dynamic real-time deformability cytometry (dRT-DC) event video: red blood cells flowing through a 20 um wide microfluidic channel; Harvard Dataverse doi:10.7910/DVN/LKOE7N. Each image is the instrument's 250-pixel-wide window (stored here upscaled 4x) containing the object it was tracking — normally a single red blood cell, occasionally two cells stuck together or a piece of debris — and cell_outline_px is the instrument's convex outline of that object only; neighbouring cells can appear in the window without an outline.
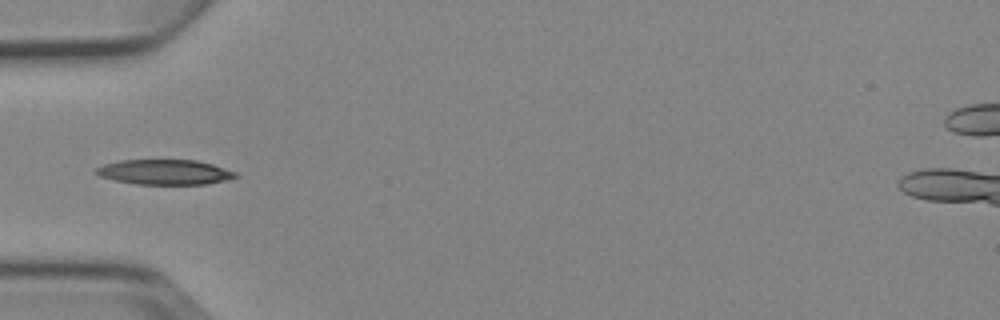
{"species": "Egyptian fruit bat (a non-hibernating species)", "species_latin": "Rousettus aegyptiacus", "temperature_condition": "cold", "stored_images_in_passage": 5, "camera_frame_rate_fps": 3000, "um_per_image_px": 0.085, "animal": {"sex": "female"}, "frame": {"image": 1, "passage_image": 4, "time_ms": 4.333, "image_size_px": [1000, 320], "cell_outline_px": [[240, 176], [228, 180], [208, 184], [136, 184], [112, 180], [100, 176], [92, 172], [96, 168], [104, 164], [120, 160], [196, 160], [212, 164], [236, 172]], "centroid_in_image_um": [13.99, 14.63], "position_along_channel_um": 71.0, "area_um2": 20.52}}
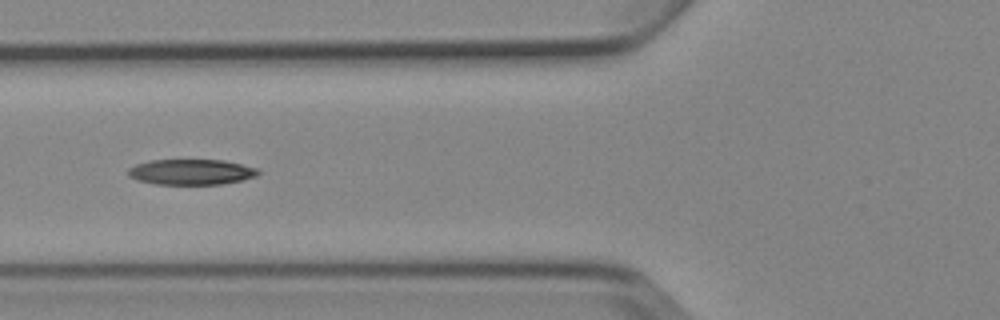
{"frame": {"image": 2, "passage_image": 5, "time_ms": 5.333, "image_size_px": [1000, 320], "cell_outline_px": [[260, 172], [256, 176], [240, 180], [220, 184], [156, 184], [136, 180], [128, 176], [128, 168], [136, 164], [148, 160], [224, 160], [260, 168]], "centroid_in_image_um": [16.24, 14.61], "position_along_channel_um": 109.6, "area_um2": 19.42}}